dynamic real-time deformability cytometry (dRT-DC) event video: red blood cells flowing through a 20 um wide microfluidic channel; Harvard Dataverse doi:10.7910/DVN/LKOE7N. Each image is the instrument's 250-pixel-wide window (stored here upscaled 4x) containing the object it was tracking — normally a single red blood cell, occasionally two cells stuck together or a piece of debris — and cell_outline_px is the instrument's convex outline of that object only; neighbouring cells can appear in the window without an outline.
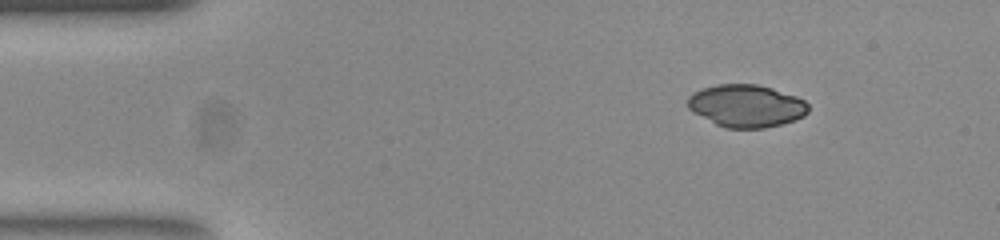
{"species": "common noctule bat (a hibernating species)", "species_latin": "Nyctalus noctula", "temperature_condition": "room temperature", "stored_images_in_passage": 47, "camera_frame_rate_fps": 3000, "um_per_image_px": 0.085, "animal": {"sex": "female", "body_mass_g": 23.0, "forearm_length_mm": 53.4}, "frame": {"image": 1, "passage_image": 1, "time_ms": 0.0, "image_size_px": [1000, 240], "cell_outline_px": [[808, 112], [804, 116], [796, 120], [764, 128], [724, 128], [692, 112], [688, 108], [688, 96], [704, 88], [720, 84], [756, 84], [772, 88], [796, 96], [804, 100], [808, 104]], "centroid_in_image_um": [63.45, 9.0], "position_along_channel_um": 21.5, "area_um2": 29.77}}
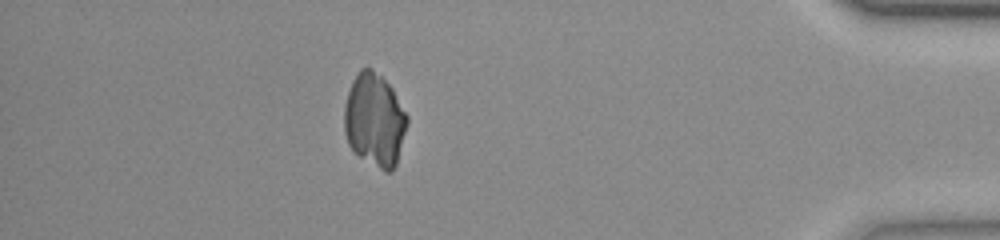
{"frame": {"image": 2, "passage_image": 41, "time_ms": 13.333, "image_size_px": [1000, 240], "cell_outline_px": [[408, 124], [396, 164], [392, 172], [384, 172], [356, 156], [352, 152], [348, 144], [344, 132], [344, 108], [348, 92], [352, 80], [360, 68], [372, 68], [392, 88], [408, 116]], "centroid_in_image_um": [31.82, 10.25], "position_along_channel_um": 403.4, "area_um2": 34.56}}